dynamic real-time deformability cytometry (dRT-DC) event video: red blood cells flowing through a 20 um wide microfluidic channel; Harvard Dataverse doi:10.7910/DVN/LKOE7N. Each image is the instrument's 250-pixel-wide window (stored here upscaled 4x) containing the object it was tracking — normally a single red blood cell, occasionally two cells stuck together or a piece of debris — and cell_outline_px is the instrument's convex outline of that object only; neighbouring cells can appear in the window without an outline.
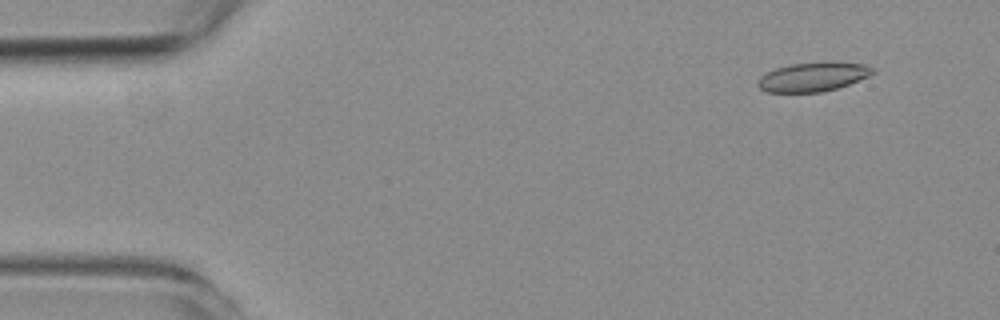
{"species": "common noctule bat (a hibernating species)", "species_latin": "Nyctalus noctula", "temperature_condition": "room temperature", "stored_images_in_passage": 55, "camera_frame_rate_fps": 3000, "um_per_image_px": 0.085, "animal": {"sex": "female", "body_mass_g": 19.3, "forearm_length_mm": 54.1}, "frame": {"image": 1, "passage_image": 5, "time_ms": 1.333, "image_size_px": [1000, 320], "cell_outline_px": [[876, 72], [868, 76], [848, 84], [836, 88], [820, 92], [764, 92], [756, 84], [756, 80], [760, 76], [776, 68], [792, 64], [864, 64], [872, 68]], "centroid_in_image_um": [69.01, 6.58], "position_along_channel_um": 16.0, "area_um2": 18.67}}
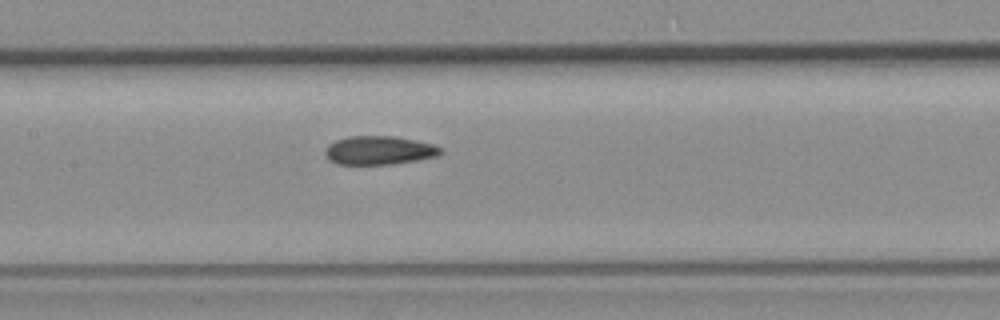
{"frame": {"image": 2, "passage_image": 26, "time_ms": 8.333, "image_size_px": [1000, 320], "cell_outline_px": [[444, 152], [440, 156], [392, 164], [336, 164], [328, 160], [324, 152], [328, 144], [336, 140], [348, 136], [392, 136], [416, 140], [432, 144], [440, 148]], "centroid_in_image_um": [32.21, 12.78], "position_along_channel_um": 175.2, "area_um2": 19.36}}
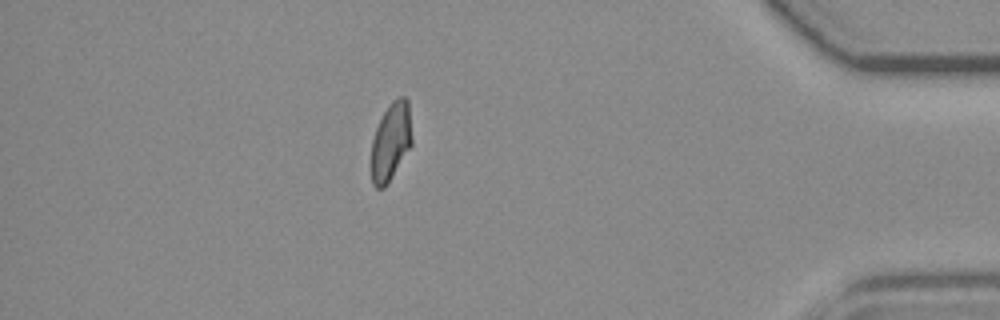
{"frame": {"image": 3, "passage_image": 48, "time_ms": 15.667, "image_size_px": [1000, 320], "cell_outline_px": [[412, 144], [388, 184], [384, 188], [376, 188], [372, 184], [372, 140], [376, 128], [388, 104], [392, 100], [400, 96], [404, 96], [408, 100], [412, 140]], "centroid_in_image_um": [33.23, 12.03], "position_along_channel_um": 402.0, "area_um2": 18.44}, "authors_computed_cell_mechanics": {"area_um2": 19.652, "velocity_mm_per_s": 3.7351, "shape_relaxation_time_tau1_ms": 7.3816, "shape_relaxation_time_tau2_ms": 2.1939, "deformation_change_tau1": 0.1755, "deformation_change_tau2": 0.0922}}